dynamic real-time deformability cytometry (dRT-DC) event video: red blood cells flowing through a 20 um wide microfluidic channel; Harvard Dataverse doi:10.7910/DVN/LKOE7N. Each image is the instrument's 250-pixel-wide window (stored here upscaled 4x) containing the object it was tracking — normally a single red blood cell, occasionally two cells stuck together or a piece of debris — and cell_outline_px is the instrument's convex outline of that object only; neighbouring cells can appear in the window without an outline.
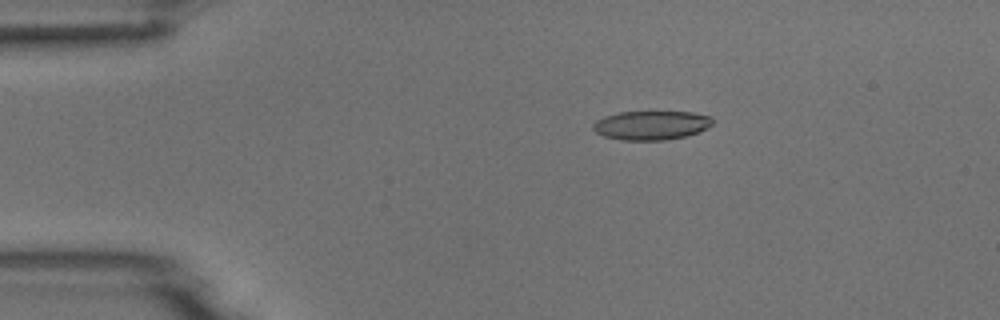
{"species": "common noctule bat (a hibernating species)", "species_latin": "Nyctalus noctula", "temperature_condition": "room temperature", "stored_images_in_passage": 7, "camera_frame_rate_fps": 3000, "um_per_image_px": 0.085, "animal": {"sex": "male", "body_mass_g": 18.8}, "frame": {"image": 1, "passage_image": 1, "time_ms": 0.0, "image_size_px": [1000, 320], "cell_outline_px": [[712, 124], [696, 132], [684, 136], [664, 140], [624, 140], [604, 136], [596, 132], [592, 128], [592, 124], [596, 120], [604, 116], [620, 112], [692, 112], [712, 116]], "centroid_in_image_um": [55.32, 10.64], "position_along_channel_um": 29.7, "area_um2": 20.0}}
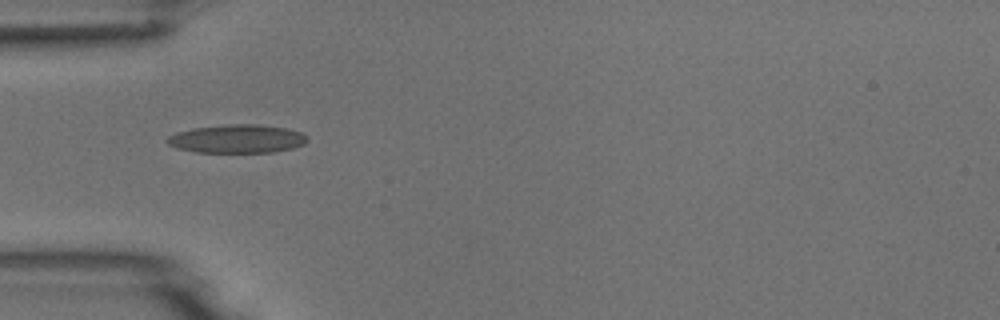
{"frame": {"image": 2, "passage_image": 3, "time_ms": 2.333, "image_size_px": [1000, 320], "cell_outline_px": [[308, 140], [304, 144], [292, 148], [272, 152], [196, 152], [176, 148], [168, 144], [164, 140], [168, 136], [176, 132], [192, 128], [228, 124], [256, 124], [284, 128], [300, 132], [308, 136]], "centroid_in_image_um": [20.12, 11.8], "position_along_channel_um": 64.9, "area_um2": 23.24}}